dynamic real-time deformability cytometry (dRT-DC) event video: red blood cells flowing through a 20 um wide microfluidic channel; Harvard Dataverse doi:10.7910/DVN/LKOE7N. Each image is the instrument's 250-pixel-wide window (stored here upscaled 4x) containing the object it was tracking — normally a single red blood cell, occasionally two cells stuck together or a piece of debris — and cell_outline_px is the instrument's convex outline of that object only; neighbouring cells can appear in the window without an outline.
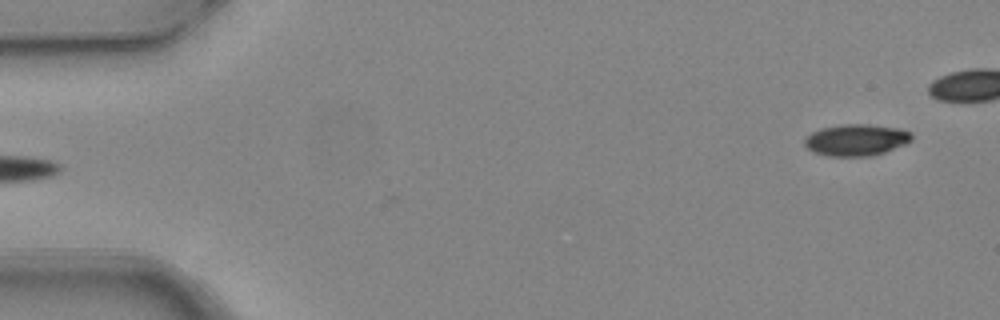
{"species": "common noctule bat (a hibernating species)", "species_latin": "Nyctalus noctula", "temperature_condition": "warm", "stored_images_in_passage": 5, "segment_of_instrument_passage": [2, 2], "camera_frame_rate_fps": 3000, "um_per_image_px": 0.085, "animal": {"sex": "female", "body_mass_g": 24.6, "forearm_length_mm": 56.2}, "frame": {"image": 1, "passage_image": 5, "time_ms": 1.333, "image_size_px": [1000, 320], "cell_outline_px": [[912, 140], [904, 144], [884, 152], [872, 156], [828, 156], [812, 152], [804, 144], [804, 136], [820, 128], [840, 124], [868, 124], [900, 128], [912, 132]], "centroid_in_image_um": [72.75, 11.88], "position_along_channel_um": 12.2, "area_um2": 19.94}}